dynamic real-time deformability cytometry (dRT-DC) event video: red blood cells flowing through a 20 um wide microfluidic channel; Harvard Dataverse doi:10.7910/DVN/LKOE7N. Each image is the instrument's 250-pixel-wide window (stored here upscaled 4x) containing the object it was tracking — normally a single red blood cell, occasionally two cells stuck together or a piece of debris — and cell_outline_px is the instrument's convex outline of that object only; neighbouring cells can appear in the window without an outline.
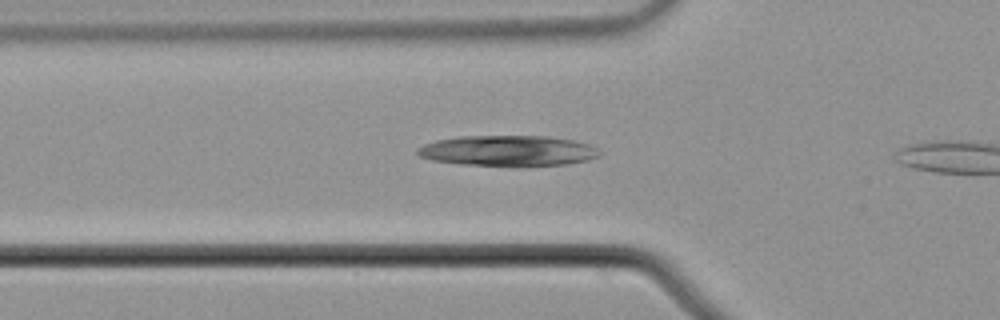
{"species": "common noctule bat (a hibernating species)", "species_latin": "Nyctalus noctula", "temperature_condition": "cold", "stored_images_in_passage": 3, "camera_frame_rate_fps": 3000, "um_per_image_px": 0.085, "animal": {"sex": "male", "body_mass_g": 21.5, "forearm_length_mm": 52.0}, "frame": {"image": 1, "passage_image": 2, "time_ms": 0.333, "image_size_px": [1000, 320], "cell_outline_px": [[600, 156], [588, 160], [568, 164], [524, 168], [516, 168], [460, 164], [432, 160], [420, 156], [416, 152], [416, 148], [424, 144], [436, 140], [460, 136], [548, 136], [572, 140], [588, 144], [596, 148], [600, 152]], "centroid_in_image_um": [43.19, 12.85], "position_along_channel_um": 82.6, "area_um2": 33.41}}